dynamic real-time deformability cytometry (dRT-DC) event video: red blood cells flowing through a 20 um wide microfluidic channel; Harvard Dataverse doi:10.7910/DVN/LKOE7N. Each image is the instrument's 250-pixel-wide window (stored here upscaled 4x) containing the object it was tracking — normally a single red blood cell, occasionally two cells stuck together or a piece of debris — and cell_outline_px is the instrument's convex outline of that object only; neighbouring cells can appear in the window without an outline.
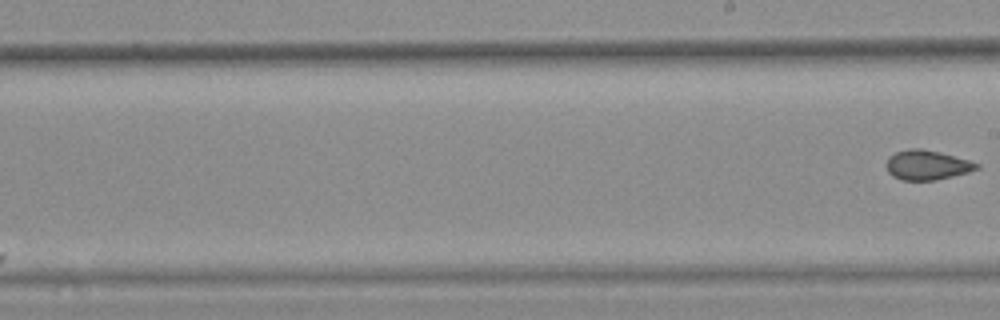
{"species": "common noctule bat (a hibernating species)", "species_latin": "Nyctalus noctula", "temperature_condition": "warm", "stored_images_in_passage": 9, "camera_frame_rate_fps": 3000, "um_per_image_px": 0.085, "animal": {"sex": "female", "body_mass_g": 25.1}, "frame": {"image": 1, "passage_image": 9, "time_ms": 2.667, "image_size_px": [1000, 320], "cell_outline_px": [[980, 168], [968, 172], [936, 180], [900, 180], [892, 176], [888, 172], [888, 156], [896, 152], [908, 148], [920, 148], [940, 152], [968, 160], [980, 164]], "centroid_in_image_um": [78.8, 14.02], "position_along_channel_um": 210.2, "area_um2": 15.55}}